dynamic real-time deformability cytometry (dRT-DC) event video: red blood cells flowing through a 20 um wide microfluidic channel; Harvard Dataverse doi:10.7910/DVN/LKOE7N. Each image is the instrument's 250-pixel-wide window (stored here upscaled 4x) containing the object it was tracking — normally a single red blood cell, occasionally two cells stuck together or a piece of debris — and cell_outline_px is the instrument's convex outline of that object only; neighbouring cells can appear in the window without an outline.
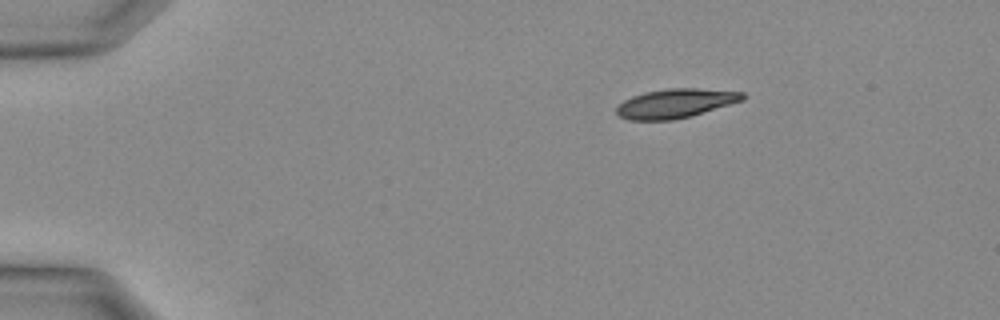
{"species": "Egyptian fruit bat (a non-hibernating species)", "species_latin": "Rousettus aegyptiacus", "temperature_condition": "warm", "stored_images_in_passage": 7, "camera_frame_rate_fps": 3000, "um_per_image_px": 0.085, "animal": {"sex": "female"}, "frame": {"image": 1, "passage_image": 1, "time_ms": 0.0, "image_size_px": [1000, 320], "cell_outline_px": [[744, 100], [692, 116], [672, 120], [628, 120], [620, 116], [616, 112], [616, 108], [624, 100], [632, 96], [644, 92], [668, 88], [696, 88], [744, 92]], "centroid_in_image_um": [57.42, 8.79], "position_along_channel_um": 27.6, "area_um2": 21.44}}